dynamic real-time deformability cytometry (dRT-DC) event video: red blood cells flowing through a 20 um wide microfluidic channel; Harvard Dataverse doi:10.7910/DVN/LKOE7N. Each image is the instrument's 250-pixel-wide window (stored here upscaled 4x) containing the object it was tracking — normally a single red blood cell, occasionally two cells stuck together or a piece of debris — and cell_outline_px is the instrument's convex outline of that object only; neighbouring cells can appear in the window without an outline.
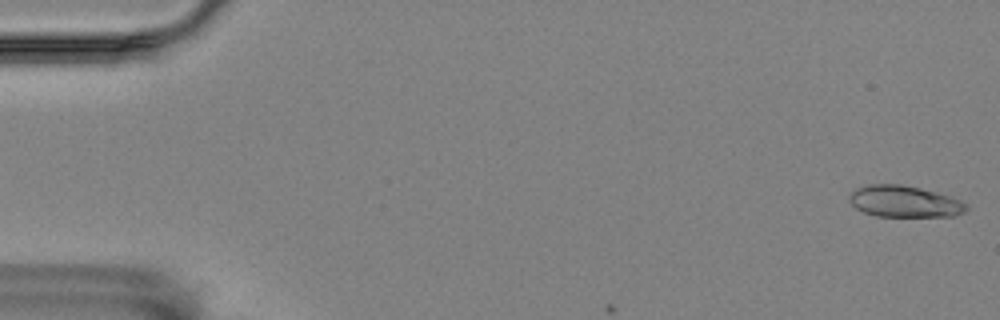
{"species": "Egyptian fruit bat (a non-hibernating species)", "species_latin": "Rousettus aegyptiacus", "temperature_condition": "room temperature", "stored_images_in_passage": 5, "camera_frame_rate_fps": 3000, "um_per_image_px": 0.085, "animal": {"sex": "female"}, "frame": {"image": 1, "passage_image": 1, "time_ms": 0.0, "image_size_px": [1000, 320], "cell_outline_px": [[968, 208], [964, 212], [956, 216], [876, 216], [864, 212], [856, 208], [848, 200], [848, 196], [856, 188], [868, 184], [900, 184], [920, 188], [936, 192], [960, 200], [968, 204]], "centroid_in_image_um": [76.87, 17.12], "position_along_channel_um": 8.1, "area_um2": 21.5}}